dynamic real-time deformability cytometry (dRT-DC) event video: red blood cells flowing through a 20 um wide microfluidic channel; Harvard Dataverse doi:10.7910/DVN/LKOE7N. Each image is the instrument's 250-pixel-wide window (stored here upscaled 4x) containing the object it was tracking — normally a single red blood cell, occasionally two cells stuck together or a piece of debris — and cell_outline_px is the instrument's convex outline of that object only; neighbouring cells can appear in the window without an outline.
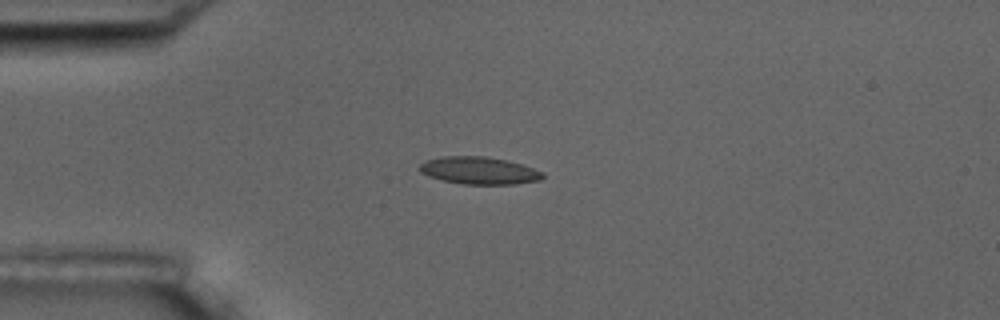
{"species": "common noctule bat (a hibernating species)", "species_latin": "Nyctalus noctula", "temperature_condition": "room temperature", "stored_images_in_passage": 7, "camera_frame_rate_fps": 3000, "um_per_image_px": 0.085, "animal": {"sex": "male", "body_mass_g": 17.5, "forearm_length_mm": 52.3}, "frame": {"image": 1, "passage_image": 3, "time_ms": 2.333, "image_size_px": [1000, 320], "cell_outline_px": [[544, 176], [540, 180], [516, 184], [464, 184], [444, 180], [428, 176], [420, 172], [420, 164], [424, 160], [444, 156], [484, 156], [504, 160], [520, 164], [544, 172]], "centroid_in_image_um": [40.71, 14.49], "position_along_channel_um": 44.3, "area_um2": 19.48}}
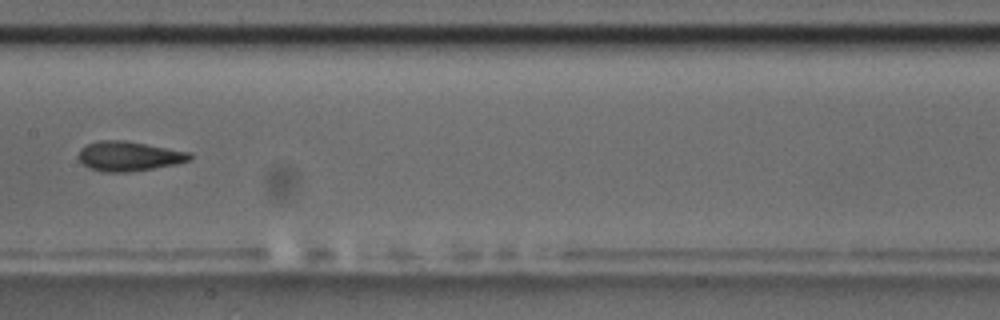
{"frame": {"image": 2, "passage_image": 7, "time_ms": 7.0, "image_size_px": [1000, 320], "cell_outline_px": [[192, 160], [176, 164], [128, 172], [100, 172], [88, 168], [76, 156], [80, 148], [88, 144], [100, 140], [124, 140], [192, 152]], "centroid_in_image_um": [10.95, 13.27], "position_along_channel_um": 196.5, "area_um2": 19.42}}